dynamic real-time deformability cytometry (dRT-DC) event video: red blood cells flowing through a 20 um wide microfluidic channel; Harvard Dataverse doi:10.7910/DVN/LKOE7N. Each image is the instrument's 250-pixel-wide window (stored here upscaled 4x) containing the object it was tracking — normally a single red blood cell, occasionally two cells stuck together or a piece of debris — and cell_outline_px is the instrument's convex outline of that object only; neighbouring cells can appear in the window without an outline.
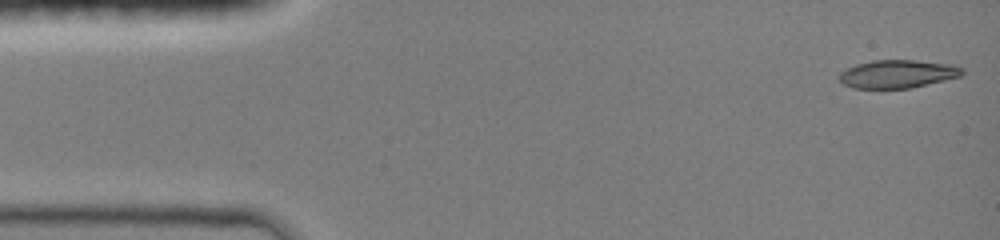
{"species": "common noctule bat (a hibernating species)", "species_latin": "Nyctalus noctula", "temperature_condition": "room temperature", "stored_images_in_passage": 43, "camera_frame_rate_fps": 3000, "um_per_image_px": 0.085, "animal": {"sex": "female", "body_mass_g": 19.0, "forearm_length_mm": 51.5}, "frame": {"image": 1, "passage_image": 1, "time_ms": 0.0, "image_size_px": [1000, 240], "cell_outline_px": [[964, 72], [960, 76], [912, 88], [852, 88], [844, 84], [840, 80], [840, 72], [856, 64], [872, 60], [912, 60], [948, 64], [964, 68]], "centroid_in_image_um": [76.29, 6.29], "position_along_channel_um": 8.7, "area_um2": 19.94}}
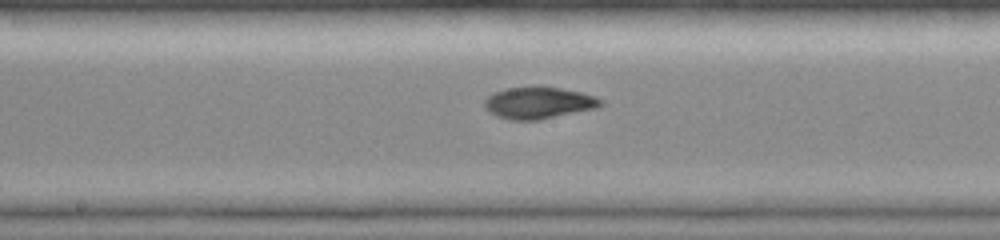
{"frame": {"image": 2, "passage_image": 23, "time_ms": 7.333, "image_size_px": [1000, 240], "cell_outline_px": [[604, 104], [596, 108], [540, 120], [508, 120], [496, 116], [488, 112], [484, 108], [484, 100], [488, 96], [496, 92], [508, 88], [560, 88], [580, 92], [604, 100]], "centroid_in_image_um": [45.76, 8.78], "position_along_channel_um": 202.4, "area_um2": 21.21}}
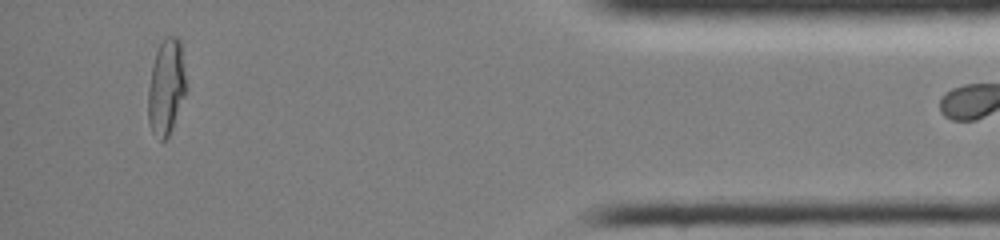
{"frame": {"image": 3, "passage_image": 42, "time_ms": 13.667, "image_size_px": [1000, 240], "cell_outline_px": [[188, 88], [172, 128], [168, 136], [164, 140], [160, 140], [152, 132], [148, 120], [148, 88], [152, 64], [156, 52], [164, 36], [176, 36], [180, 40]], "centroid_in_image_um": [14.14, 7.38], "position_along_channel_um": 421.1, "area_um2": 21.5}}